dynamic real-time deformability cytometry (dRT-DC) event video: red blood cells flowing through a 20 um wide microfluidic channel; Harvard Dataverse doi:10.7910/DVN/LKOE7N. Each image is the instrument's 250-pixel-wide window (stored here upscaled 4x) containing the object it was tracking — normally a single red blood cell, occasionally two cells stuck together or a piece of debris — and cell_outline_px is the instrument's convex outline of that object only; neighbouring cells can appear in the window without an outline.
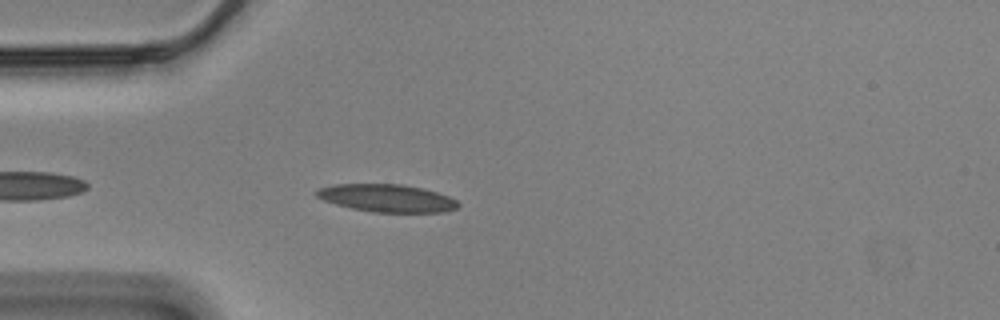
{"species": "Egyptian fruit bat (a non-hibernating species)", "species_latin": "Rousettus aegyptiacus", "temperature_condition": "cold", "stored_images_in_passage": 16, "camera_frame_rate_fps": 3000, "um_per_image_px": 0.085, "animal": {"sex": "male"}, "frame": {"image": 1, "passage_image": 5, "time_ms": 1.333, "image_size_px": [1000, 320], "cell_outline_px": [[460, 204], [456, 208], [444, 212], [372, 212], [352, 208], [336, 204], [324, 200], [316, 196], [316, 192], [320, 188], [332, 184], [400, 184], [424, 188], [448, 196], [456, 200]], "centroid_in_image_um": [32.9, 16.84], "position_along_channel_um": 52.1, "area_um2": 22.72}}
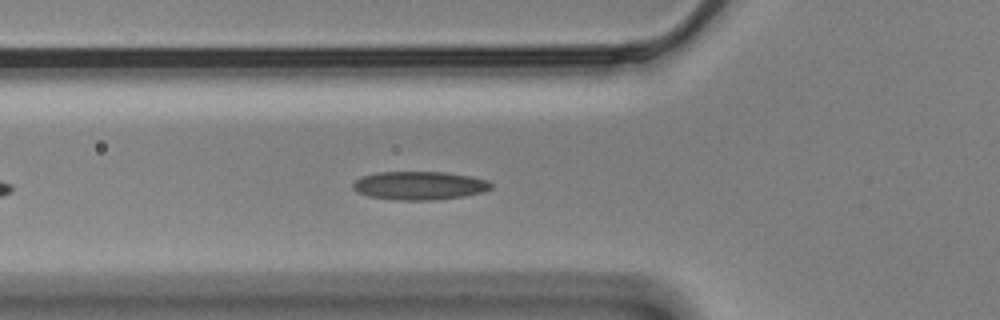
{"frame": {"image": 2, "passage_image": 9, "time_ms": 2.667, "image_size_px": [1000, 320], "cell_outline_px": [[492, 188], [484, 192], [464, 196], [432, 200], [392, 200], [368, 196], [356, 192], [352, 188], [352, 184], [360, 176], [376, 172], [444, 172], [472, 176], [488, 180], [492, 184]], "centroid_in_image_um": [35.63, 15.77], "position_along_channel_um": 90.2, "area_um2": 23.18}}
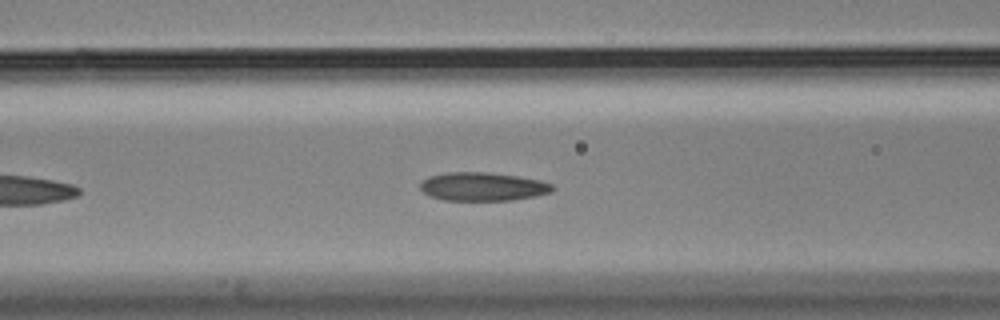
{"frame": {"image": 3, "passage_image": 12, "time_ms": 3.667, "image_size_px": [1000, 320], "cell_outline_px": [[556, 188], [552, 192], [536, 196], [512, 200], [444, 200], [428, 196], [420, 188], [420, 184], [428, 176], [444, 172], [488, 172], [516, 176], [540, 180], [552, 184]], "centroid_in_image_um": [41.04, 15.86], "position_along_channel_um": 125.6, "area_um2": 22.08}}